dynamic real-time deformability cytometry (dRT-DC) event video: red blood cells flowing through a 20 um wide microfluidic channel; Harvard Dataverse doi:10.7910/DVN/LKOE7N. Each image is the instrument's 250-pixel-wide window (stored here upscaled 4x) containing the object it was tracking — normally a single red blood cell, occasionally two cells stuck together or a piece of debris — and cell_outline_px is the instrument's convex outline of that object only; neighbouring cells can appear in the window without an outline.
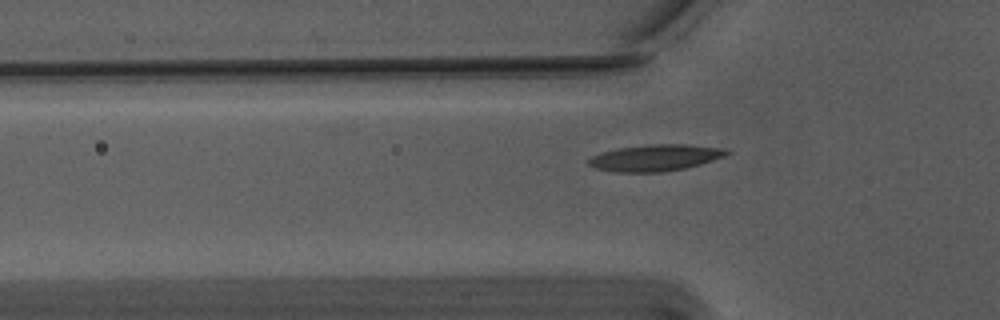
{"species": "Egyptian fruit bat (a non-hibernating species)", "species_latin": "Rousettus aegyptiacus", "temperature_condition": "warm", "stored_images_in_passage": 27, "camera_frame_rate_fps": 3000, "um_per_image_px": 0.085, "animal": {"sex": "male"}, "frame": {"image": 1, "passage_image": 5, "time_ms": 1.333, "image_size_px": [1000, 320], "cell_outline_px": [[732, 152], [724, 156], [700, 164], [684, 168], [660, 172], [616, 172], [596, 168], [588, 164], [588, 160], [592, 156], [604, 152], [620, 148], [652, 144], [688, 144], [724, 148]], "centroid_in_image_um": [55.73, 13.4], "position_along_channel_um": 70.1, "area_um2": 21.04}}
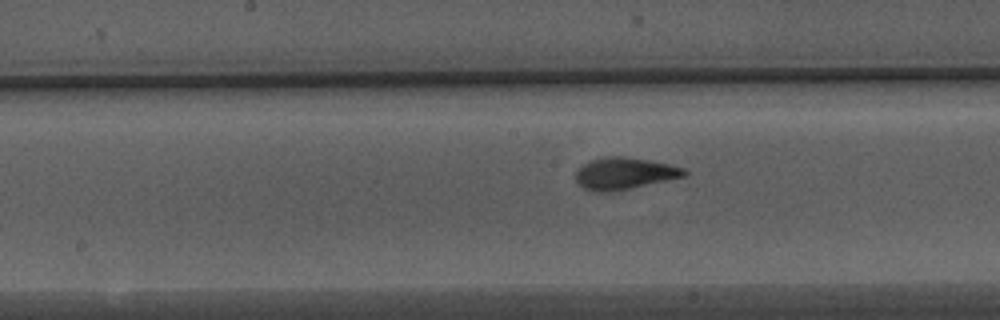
{"frame": {"image": 2, "passage_image": 15, "time_ms": 4.667, "image_size_px": [1000, 320], "cell_outline_px": [[688, 172], [684, 176], [612, 192], [596, 192], [584, 188], [576, 180], [576, 172], [584, 164], [592, 160], [604, 156], [624, 156], [648, 160], [668, 164], [684, 168]], "centroid_in_image_um": [53.06, 14.74], "position_along_channel_um": 195.1, "area_um2": 19.83}}
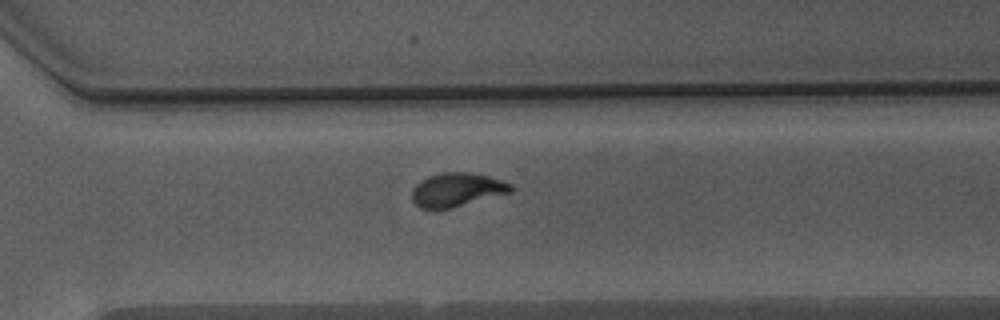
{"frame": {"image": 3, "passage_image": 26, "time_ms": 8.333, "image_size_px": [1000, 320], "cell_outline_px": [[516, 188], [512, 192], [452, 208], [420, 208], [412, 200], [412, 188], [420, 180], [428, 176], [444, 172], [468, 172], [488, 176], [512, 184]], "centroid_in_image_um": [38.85, 16.12], "position_along_channel_um": 331.7, "area_um2": 19.48}}